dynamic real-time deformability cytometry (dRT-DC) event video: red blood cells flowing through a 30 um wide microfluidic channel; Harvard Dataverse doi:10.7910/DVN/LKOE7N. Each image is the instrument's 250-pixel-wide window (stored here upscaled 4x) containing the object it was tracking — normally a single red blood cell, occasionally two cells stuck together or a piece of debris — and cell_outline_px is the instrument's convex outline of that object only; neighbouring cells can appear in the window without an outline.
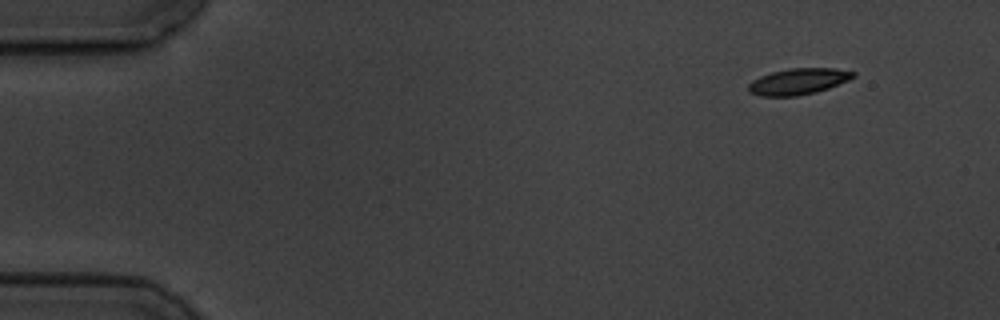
{"species": "common noctule bat (a hibernating species)", "species_latin": "Nyctalus noctula", "temperature_condition": "cold", "stored_images_in_passage": 7, "camera_frame_rate_fps": 3000, "um_per_image_px": 0.085, "animal": {"sex": "male", "body_mass_g": 19.5, "forearm_length_mm": 54.6}, "frame": {"image": 1, "passage_image": 1, "time_ms": 0.0, "image_size_px": [1000, 320], "cell_outline_px": [[856, 76], [848, 80], [828, 88], [816, 92], [796, 96], [760, 96], [748, 92], [748, 84], [752, 80], [760, 76], [772, 72], [788, 68], [836, 68], [856, 72]], "centroid_in_image_um": [67.84, 6.92], "position_along_channel_um": 17.2, "area_um2": 16.07}}
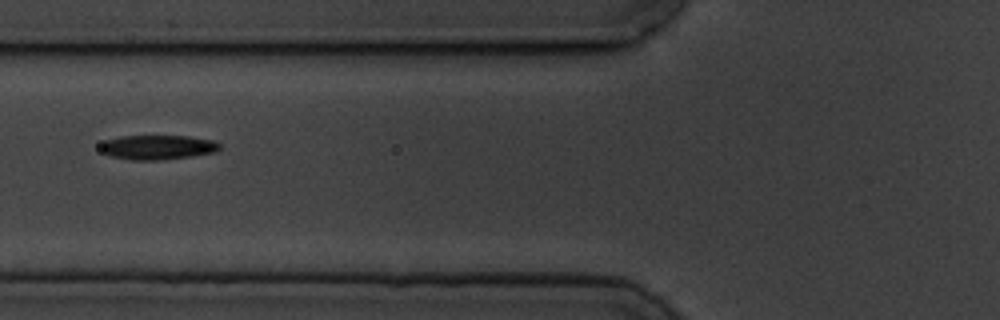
{"frame": {"image": 2, "passage_image": 6, "time_ms": 5.667, "image_size_px": [1000, 320], "cell_outline_px": [[220, 148], [216, 152], [192, 156], [156, 160], [132, 160], [108, 156], [100, 152], [100, 144], [104, 140], [120, 136], [188, 136], [216, 140], [220, 144]], "centroid_in_image_um": [13.37, 12.51], "position_along_channel_um": 112.4, "area_um2": 17.28}}
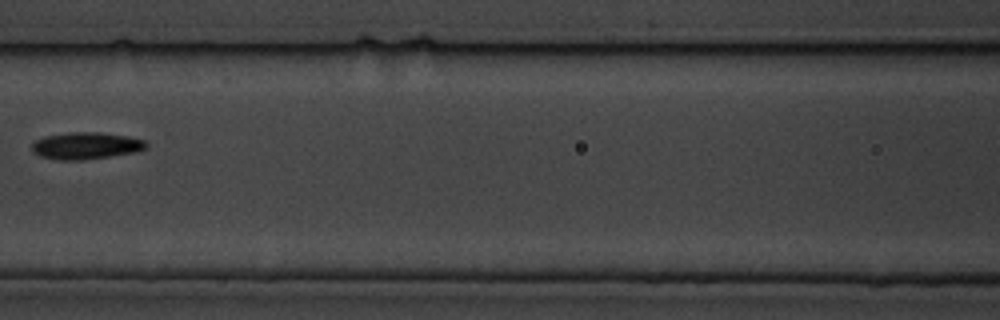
{"frame": {"image": 3, "passage_image": 7, "time_ms": 7.0, "image_size_px": [1000, 320], "cell_outline_px": [[148, 148], [132, 152], [84, 160], [60, 160], [40, 156], [32, 152], [32, 144], [36, 140], [44, 136], [68, 132], [96, 132], [128, 136], [144, 140], [148, 144]], "centroid_in_image_um": [7.28, 12.38], "position_along_channel_um": 159.3, "area_um2": 17.86}}